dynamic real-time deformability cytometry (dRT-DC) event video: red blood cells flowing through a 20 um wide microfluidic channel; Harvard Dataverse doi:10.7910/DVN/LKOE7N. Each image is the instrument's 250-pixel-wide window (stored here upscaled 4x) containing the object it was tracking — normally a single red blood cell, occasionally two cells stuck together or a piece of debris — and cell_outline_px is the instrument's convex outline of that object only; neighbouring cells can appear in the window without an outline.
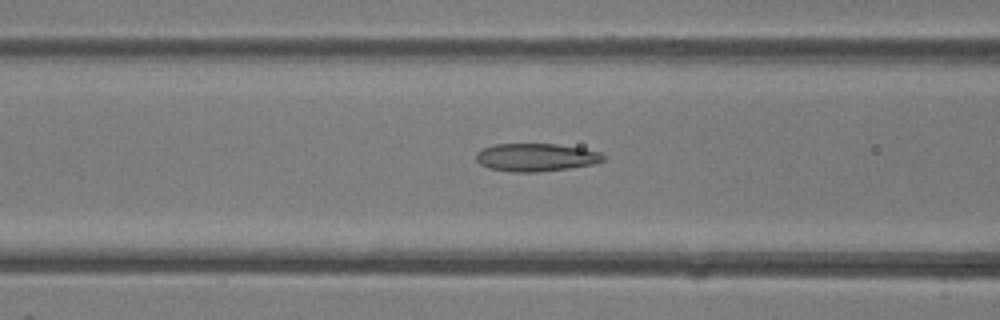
{"species": "common noctule bat (a hibernating species)", "species_latin": "Nyctalus noctula", "temperature_condition": "room temperature", "stored_images_in_passage": 29, "camera_frame_rate_fps": 3000, "um_per_image_px": 0.085, "animal": {"sex": "female"}, "frame": {"image": 1, "passage_image": 7, "time_ms": 2.0, "image_size_px": [1000, 320], "cell_outline_px": [[608, 156], [604, 160], [592, 164], [568, 168], [536, 172], [516, 172], [488, 168], [480, 164], [476, 160], [476, 152], [492, 144], [556, 144], [584, 148], [600, 152]], "centroid_in_image_um": [45.57, 13.36], "position_along_channel_um": 121.0, "area_um2": 20.75}}
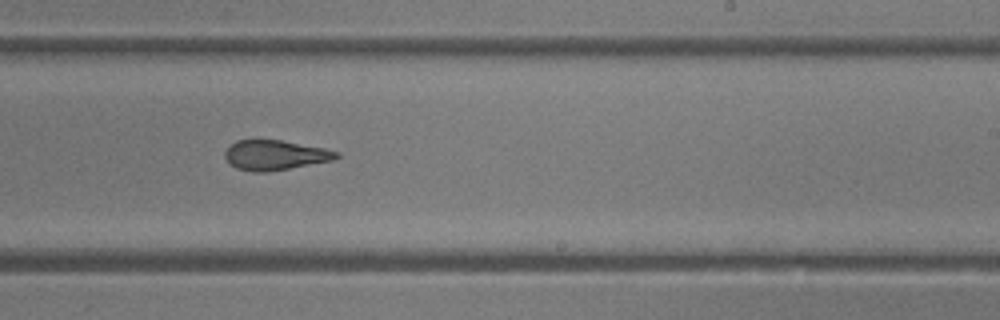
{"frame": {"image": 2, "passage_image": 17, "time_ms": 5.333, "image_size_px": [1000, 320], "cell_outline_px": [[340, 156], [332, 160], [268, 172], [252, 172], [236, 168], [224, 156], [224, 152], [236, 140], [280, 140], [324, 148], [340, 152]], "centroid_in_image_um": [23.38, 13.18], "position_along_channel_um": 265.6, "area_um2": 19.19}}
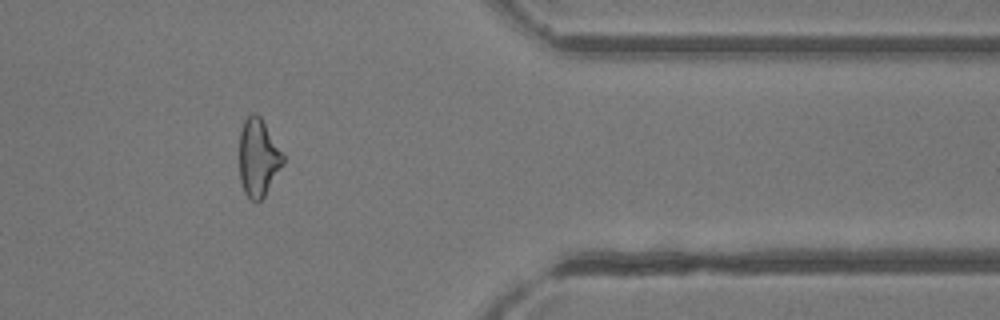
{"frame": {"image": 3, "passage_image": 27, "time_ms": 8.667, "image_size_px": [1000, 320], "cell_outline_px": [[284, 164], [264, 196], [256, 204], [244, 192], [240, 180], [240, 132], [244, 120], [252, 112], [256, 112], [260, 116], [284, 152]], "centroid_in_image_um": [21.97, 13.39], "position_along_channel_um": 389.4, "area_um2": 20.0}, "authors_computed_cell_mechanics": {"area_um2": 20.3456, "velocity_mm_per_s": 4.3316, "shape_relaxation_time_tau1_ms": 9.7495, "shape_relaxation_time_tau2_ms": 2.0159, "deformation_change_tau1": 0.2308, "deformation_change_tau2": 0.111}}